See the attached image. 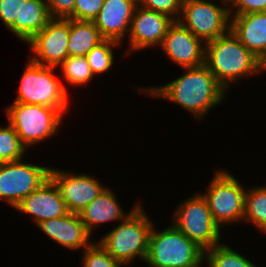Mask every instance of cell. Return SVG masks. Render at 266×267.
Here are the masks:
<instances>
[{
    "label": "cell",
    "instance_id": "6da1fadb",
    "mask_svg": "<svg viewBox=\"0 0 266 267\" xmlns=\"http://www.w3.org/2000/svg\"><path fill=\"white\" fill-rule=\"evenodd\" d=\"M182 75L158 86H139L136 91L152 99L174 102L188 111L195 121L205 120L210 111L221 105L228 95L217 82L215 76L203 64L198 67L183 68Z\"/></svg>",
    "mask_w": 266,
    "mask_h": 267
},
{
    "label": "cell",
    "instance_id": "484cf974",
    "mask_svg": "<svg viewBox=\"0 0 266 267\" xmlns=\"http://www.w3.org/2000/svg\"><path fill=\"white\" fill-rule=\"evenodd\" d=\"M0 125V163L17 161L27 156L28 149L23 145L14 128Z\"/></svg>",
    "mask_w": 266,
    "mask_h": 267
},
{
    "label": "cell",
    "instance_id": "3957f363",
    "mask_svg": "<svg viewBox=\"0 0 266 267\" xmlns=\"http://www.w3.org/2000/svg\"><path fill=\"white\" fill-rule=\"evenodd\" d=\"M144 209L140 204L124 221L117 226L115 224L112 230L96 240L124 267L132 266L137 259L145 262L149 236L155 222Z\"/></svg>",
    "mask_w": 266,
    "mask_h": 267
},
{
    "label": "cell",
    "instance_id": "4316f807",
    "mask_svg": "<svg viewBox=\"0 0 266 267\" xmlns=\"http://www.w3.org/2000/svg\"><path fill=\"white\" fill-rule=\"evenodd\" d=\"M81 252L80 257L83 267H124L95 240Z\"/></svg>",
    "mask_w": 266,
    "mask_h": 267
},
{
    "label": "cell",
    "instance_id": "e0dca14e",
    "mask_svg": "<svg viewBox=\"0 0 266 267\" xmlns=\"http://www.w3.org/2000/svg\"><path fill=\"white\" fill-rule=\"evenodd\" d=\"M31 217L35 226L45 220L64 216L68 213L58 188L49 178L38 189L23 198L14 208Z\"/></svg>",
    "mask_w": 266,
    "mask_h": 267
},
{
    "label": "cell",
    "instance_id": "ba28073f",
    "mask_svg": "<svg viewBox=\"0 0 266 267\" xmlns=\"http://www.w3.org/2000/svg\"><path fill=\"white\" fill-rule=\"evenodd\" d=\"M170 217L171 224L204 251L222 243L223 232L199 191L180 201Z\"/></svg>",
    "mask_w": 266,
    "mask_h": 267
},
{
    "label": "cell",
    "instance_id": "5bb4252c",
    "mask_svg": "<svg viewBox=\"0 0 266 267\" xmlns=\"http://www.w3.org/2000/svg\"><path fill=\"white\" fill-rule=\"evenodd\" d=\"M158 49L182 69L204 64L205 43L179 21H174L170 25Z\"/></svg>",
    "mask_w": 266,
    "mask_h": 267
},
{
    "label": "cell",
    "instance_id": "603a6c76",
    "mask_svg": "<svg viewBox=\"0 0 266 267\" xmlns=\"http://www.w3.org/2000/svg\"><path fill=\"white\" fill-rule=\"evenodd\" d=\"M245 256L223 241L205 251L204 264L206 267H258V263Z\"/></svg>",
    "mask_w": 266,
    "mask_h": 267
},
{
    "label": "cell",
    "instance_id": "30bf717a",
    "mask_svg": "<svg viewBox=\"0 0 266 267\" xmlns=\"http://www.w3.org/2000/svg\"><path fill=\"white\" fill-rule=\"evenodd\" d=\"M50 169V165L28 163L25 158L0 163V201L15 208L49 179Z\"/></svg>",
    "mask_w": 266,
    "mask_h": 267
},
{
    "label": "cell",
    "instance_id": "7a4b0ae2",
    "mask_svg": "<svg viewBox=\"0 0 266 267\" xmlns=\"http://www.w3.org/2000/svg\"><path fill=\"white\" fill-rule=\"evenodd\" d=\"M204 65L227 92L235 83L265 72L259 58L231 30L205 43Z\"/></svg>",
    "mask_w": 266,
    "mask_h": 267
},
{
    "label": "cell",
    "instance_id": "2e32d148",
    "mask_svg": "<svg viewBox=\"0 0 266 267\" xmlns=\"http://www.w3.org/2000/svg\"><path fill=\"white\" fill-rule=\"evenodd\" d=\"M137 6L138 0H104L101 10L93 20L101 37L123 45Z\"/></svg>",
    "mask_w": 266,
    "mask_h": 267
},
{
    "label": "cell",
    "instance_id": "d6986e66",
    "mask_svg": "<svg viewBox=\"0 0 266 267\" xmlns=\"http://www.w3.org/2000/svg\"><path fill=\"white\" fill-rule=\"evenodd\" d=\"M230 16V30L262 62L266 58V12Z\"/></svg>",
    "mask_w": 266,
    "mask_h": 267
},
{
    "label": "cell",
    "instance_id": "9c48e42d",
    "mask_svg": "<svg viewBox=\"0 0 266 267\" xmlns=\"http://www.w3.org/2000/svg\"><path fill=\"white\" fill-rule=\"evenodd\" d=\"M178 21L204 43L230 31L228 0H183Z\"/></svg>",
    "mask_w": 266,
    "mask_h": 267
},
{
    "label": "cell",
    "instance_id": "9a60e30c",
    "mask_svg": "<svg viewBox=\"0 0 266 267\" xmlns=\"http://www.w3.org/2000/svg\"><path fill=\"white\" fill-rule=\"evenodd\" d=\"M44 235L61 247L83 251L94 241L82 223L79 213L68 212L64 216L48 219L36 225Z\"/></svg>",
    "mask_w": 266,
    "mask_h": 267
},
{
    "label": "cell",
    "instance_id": "d4e9b609",
    "mask_svg": "<svg viewBox=\"0 0 266 267\" xmlns=\"http://www.w3.org/2000/svg\"><path fill=\"white\" fill-rule=\"evenodd\" d=\"M124 45L114 40H103L97 46L93 47L87 54L86 58L90 65L91 71L96 76L109 72L116 60L114 48H120Z\"/></svg>",
    "mask_w": 266,
    "mask_h": 267
},
{
    "label": "cell",
    "instance_id": "836d02e7",
    "mask_svg": "<svg viewBox=\"0 0 266 267\" xmlns=\"http://www.w3.org/2000/svg\"><path fill=\"white\" fill-rule=\"evenodd\" d=\"M260 232H261V235L263 233V235L265 234V236H266V226Z\"/></svg>",
    "mask_w": 266,
    "mask_h": 267
},
{
    "label": "cell",
    "instance_id": "7c38bea8",
    "mask_svg": "<svg viewBox=\"0 0 266 267\" xmlns=\"http://www.w3.org/2000/svg\"><path fill=\"white\" fill-rule=\"evenodd\" d=\"M174 22L168 15L138 5L132 16L125 57L142 50L160 47L168 28Z\"/></svg>",
    "mask_w": 266,
    "mask_h": 267
},
{
    "label": "cell",
    "instance_id": "44dd1931",
    "mask_svg": "<svg viewBox=\"0 0 266 267\" xmlns=\"http://www.w3.org/2000/svg\"><path fill=\"white\" fill-rule=\"evenodd\" d=\"M104 39L93 21L70 19L68 56H86V54Z\"/></svg>",
    "mask_w": 266,
    "mask_h": 267
},
{
    "label": "cell",
    "instance_id": "cb8c5ba5",
    "mask_svg": "<svg viewBox=\"0 0 266 267\" xmlns=\"http://www.w3.org/2000/svg\"><path fill=\"white\" fill-rule=\"evenodd\" d=\"M58 67L63 80L72 87H83L95 79L86 56H68Z\"/></svg>",
    "mask_w": 266,
    "mask_h": 267
},
{
    "label": "cell",
    "instance_id": "ac0fdd59",
    "mask_svg": "<svg viewBox=\"0 0 266 267\" xmlns=\"http://www.w3.org/2000/svg\"><path fill=\"white\" fill-rule=\"evenodd\" d=\"M137 203L126 212L118 201L113 189L107 186L91 203H89L80 213L82 223L88 233L93 237V233L104 223L122 222L142 203Z\"/></svg>",
    "mask_w": 266,
    "mask_h": 267
},
{
    "label": "cell",
    "instance_id": "8fae6325",
    "mask_svg": "<svg viewBox=\"0 0 266 267\" xmlns=\"http://www.w3.org/2000/svg\"><path fill=\"white\" fill-rule=\"evenodd\" d=\"M72 171L51 166L49 178L58 188L68 212L80 213L107 186L88 173Z\"/></svg>",
    "mask_w": 266,
    "mask_h": 267
},
{
    "label": "cell",
    "instance_id": "277c9868",
    "mask_svg": "<svg viewBox=\"0 0 266 267\" xmlns=\"http://www.w3.org/2000/svg\"><path fill=\"white\" fill-rule=\"evenodd\" d=\"M57 67L36 64L28 58L21 74L17 95L13 102L48 106L57 109L63 116L69 113V87L59 80ZM70 108V109H69Z\"/></svg>",
    "mask_w": 266,
    "mask_h": 267
},
{
    "label": "cell",
    "instance_id": "4dcf8cb0",
    "mask_svg": "<svg viewBox=\"0 0 266 267\" xmlns=\"http://www.w3.org/2000/svg\"><path fill=\"white\" fill-rule=\"evenodd\" d=\"M21 0H0V20L9 29L14 21H19Z\"/></svg>",
    "mask_w": 266,
    "mask_h": 267
},
{
    "label": "cell",
    "instance_id": "4fadbf2b",
    "mask_svg": "<svg viewBox=\"0 0 266 267\" xmlns=\"http://www.w3.org/2000/svg\"><path fill=\"white\" fill-rule=\"evenodd\" d=\"M70 19L52 18L46 26L26 43L36 64L57 67L68 57Z\"/></svg>",
    "mask_w": 266,
    "mask_h": 267
},
{
    "label": "cell",
    "instance_id": "8992f818",
    "mask_svg": "<svg viewBox=\"0 0 266 267\" xmlns=\"http://www.w3.org/2000/svg\"><path fill=\"white\" fill-rule=\"evenodd\" d=\"M4 111L7 122L28 150L59 135L65 118L55 108L18 102L8 104Z\"/></svg>",
    "mask_w": 266,
    "mask_h": 267
},
{
    "label": "cell",
    "instance_id": "7402d4cb",
    "mask_svg": "<svg viewBox=\"0 0 266 267\" xmlns=\"http://www.w3.org/2000/svg\"><path fill=\"white\" fill-rule=\"evenodd\" d=\"M251 186L245 194L243 222L252 224L260 232L266 226V184Z\"/></svg>",
    "mask_w": 266,
    "mask_h": 267
},
{
    "label": "cell",
    "instance_id": "5b68a950",
    "mask_svg": "<svg viewBox=\"0 0 266 267\" xmlns=\"http://www.w3.org/2000/svg\"><path fill=\"white\" fill-rule=\"evenodd\" d=\"M204 260L205 251L173 224L158 231L154 223L144 262L147 267H205Z\"/></svg>",
    "mask_w": 266,
    "mask_h": 267
},
{
    "label": "cell",
    "instance_id": "d6a6232c",
    "mask_svg": "<svg viewBox=\"0 0 266 267\" xmlns=\"http://www.w3.org/2000/svg\"><path fill=\"white\" fill-rule=\"evenodd\" d=\"M262 65H263V68H264L265 73H266V58L262 61Z\"/></svg>",
    "mask_w": 266,
    "mask_h": 267
},
{
    "label": "cell",
    "instance_id": "1f68e13d",
    "mask_svg": "<svg viewBox=\"0 0 266 267\" xmlns=\"http://www.w3.org/2000/svg\"><path fill=\"white\" fill-rule=\"evenodd\" d=\"M51 18L67 19L72 13L75 0H47Z\"/></svg>",
    "mask_w": 266,
    "mask_h": 267
},
{
    "label": "cell",
    "instance_id": "52a82bcc",
    "mask_svg": "<svg viewBox=\"0 0 266 267\" xmlns=\"http://www.w3.org/2000/svg\"><path fill=\"white\" fill-rule=\"evenodd\" d=\"M213 173L206 190L199 193L206 200L214 222L224 232L226 225L243 223L247 186H243L229 170L218 167Z\"/></svg>",
    "mask_w": 266,
    "mask_h": 267
},
{
    "label": "cell",
    "instance_id": "ffe728a7",
    "mask_svg": "<svg viewBox=\"0 0 266 267\" xmlns=\"http://www.w3.org/2000/svg\"><path fill=\"white\" fill-rule=\"evenodd\" d=\"M47 0H21L19 21L8 29L23 43L30 41L51 20Z\"/></svg>",
    "mask_w": 266,
    "mask_h": 267
},
{
    "label": "cell",
    "instance_id": "83f0119b",
    "mask_svg": "<svg viewBox=\"0 0 266 267\" xmlns=\"http://www.w3.org/2000/svg\"><path fill=\"white\" fill-rule=\"evenodd\" d=\"M183 0H138V5L168 15L178 21Z\"/></svg>",
    "mask_w": 266,
    "mask_h": 267
},
{
    "label": "cell",
    "instance_id": "f1b7e54d",
    "mask_svg": "<svg viewBox=\"0 0 266 267\" xmlns=\"http://www.w3.org/2000/svg\"><path fill=\"white\" fill-rule=\"evenodd\" d=\"M104 4V0H75L73 13L69 19L77 21H93Z\"/></svg>",
    "mask_w": 266,
    "mask_h": 267
},
{
    "label": "cell",
    "instance_id": "f546056e",
    "mask_svg": "<svg viewBox=\"0 0 266 267\" xmlns=\"http://www.w3.org/2000/svg\"><path fill=\"white\" fill-rule=\"evenodd\" d=\"M230 15L266 12V0H228Z\"/></svg>",
    "mask_w": 266,
    "mask_h": 267
}]
</instances>
